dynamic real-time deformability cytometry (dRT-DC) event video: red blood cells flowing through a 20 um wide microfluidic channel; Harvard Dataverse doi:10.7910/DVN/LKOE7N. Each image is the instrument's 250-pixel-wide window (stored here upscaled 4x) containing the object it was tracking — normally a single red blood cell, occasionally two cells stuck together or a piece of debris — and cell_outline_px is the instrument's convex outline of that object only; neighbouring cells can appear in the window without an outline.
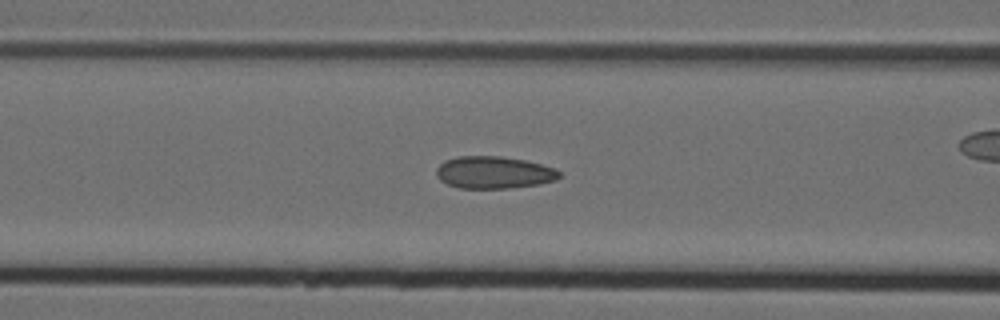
{"species": "Egyptian fruit bat (a non-hibernating species)", "species_latin": "Rousettus aegyptiacus", "temperature_condition": "cold", "stored_images_in_passage": 53, "camera_frame_rate_fps": 3000, "um_per_image_px": 0.085, "animal": {"sex": "female"}, "frame": {"image": 1, "passage_image": 21, "time_ms": 6.667, "image_size_px": [1000, 320], "cell_outline_px": [[560, 176], [556, 180], [540, 184], [508, 188], [460, 188], [448, 184], [440, 180], [436, 176], [436, 168], [444, 160], [460, 156], [500, 156], [524, 160], [540, 164], [552, 168], [560, 172]], "centroid_in_image_um": [41.95, 14.66], "position_along_channel_um": 124.7, "area_um2": 23.0}}
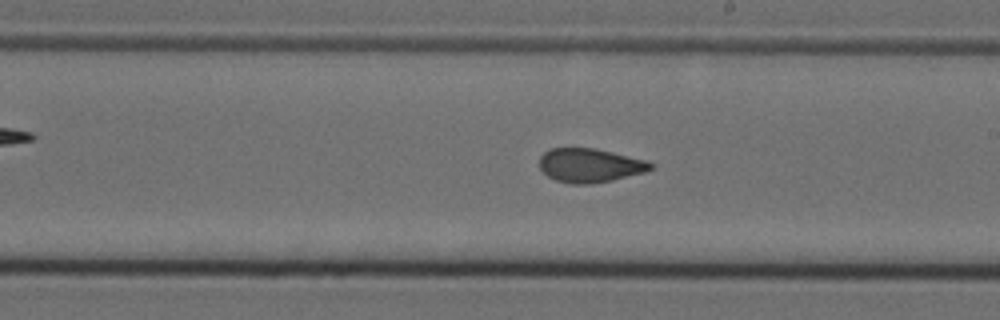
{"frame": {"image": 2, "passage_image": 30, "time_ms": 9.667, "image_size_px": [1000, 320], "cell_outline_px": [[656, 164], [652, 168], [644, 172], [612, 180], [588, 184], [572, 184], [556, 180], [548, 176], [540, 168], [540, 156], [544, 152], [552, 148], [596, 148], [648, 160]], "centroid_in_image_um": [50.17, 14.05], "position_along_channel_um": 238.8, "area_um2": 22.02}}
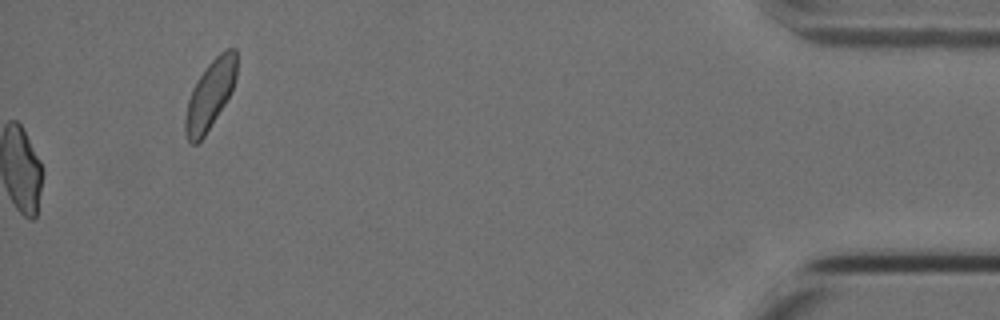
{"frame": {"image": 3, "passage_image": 53, "time_ms": 17.333, "image_size_px": [1000, 320], "cell_outline_px": [[236, 76], [232, 88], [224, 104], [204, 136], [196, 144], [192, 144], [188, 140], [184, 132], [184, 120], [188, 100], [192, 88], [208, 64], [220, 52], [228, 48], [236, 48]], "centroid_in_image_um": [17.83, 8.05], "position_along_channel_um": 417.4, "area_um2": 20.17}, "authors_computed_cell_mechanics": {"area_um2": 22.7732, "velocity_mm_per_s": 3.8101, "shape_relaxation_time_tau1_ms": null, "shape_relaxation_time_tau2_ms": 1.4357, "deformation_change_tau1": null, "deformation_change_tau2": 0.0561}}